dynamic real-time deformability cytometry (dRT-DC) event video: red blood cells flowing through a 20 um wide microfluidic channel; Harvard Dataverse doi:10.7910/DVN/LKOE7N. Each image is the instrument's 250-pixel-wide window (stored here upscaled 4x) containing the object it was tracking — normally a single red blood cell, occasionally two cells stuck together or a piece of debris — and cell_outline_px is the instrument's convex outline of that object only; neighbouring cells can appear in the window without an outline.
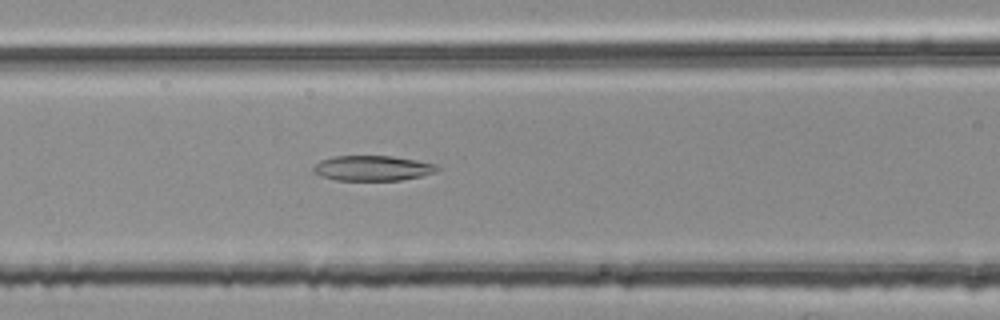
{"species": "common noctule bat (a hibernating species)", "species_latin": "Nyctalus noctula", "temperature_condition": "room temperature", "stored_images_in_passage": 35, "camera_frame_rate_fps": 3000, "um_per_image_px": 0.085, "animal": {"sex": "female", "body_mass_g": 25.1}, "frame": {"image": 1, "passage_image": 14, "time_ms": 4.333, "image_size_px": [1000, 320], "cell_outline_px": [[440, 168], [436, 172], [420, 176], [400, 180], [336, 180], [320, 176], [312, 168], [320, 160], [332, 156], [392, 156], [416, 160], [436, 164]], "centroid_in_image_um": [31.67, 14.29], "position_along_channel_um": 134.9, "area_um2": 18.09}}
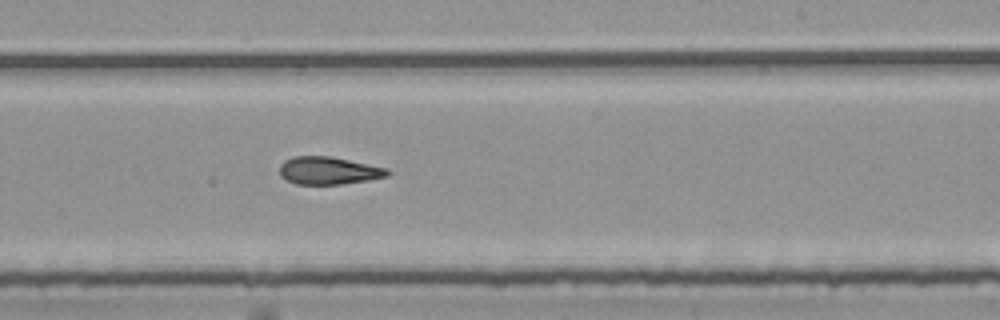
{"frame": {"image": 2, "passage_image": 24, "time_ms": 7.667, "image_size_px": [1000, 320], "cell_outline_px": [[392, 172], [388, 176], [368, 180], [340, 184], [296, 184], [280, 176], [280, 164], [284, 160], [292, 156], [328, 156], [388, 168]], "centroid_in_image_um": [27.93, 14.5], "position_along_channel_um": 261.1, "area_um2": 17.34}}
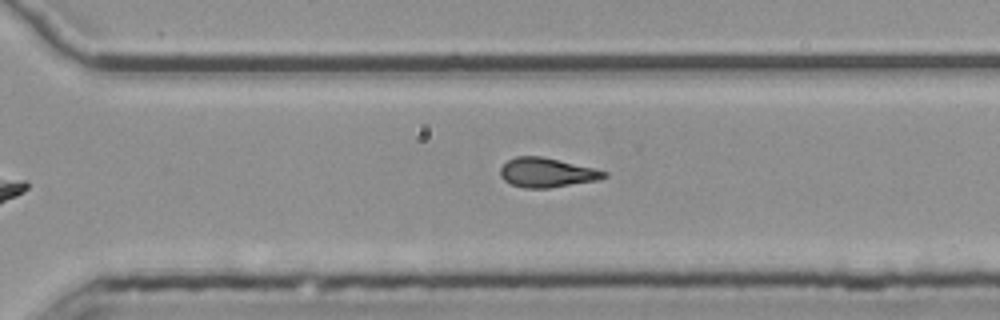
{"frame": {"image": 3, "passage_image": 29, "time_ms": 9.333, "image_size_px": [1000, 320], "cell_outline_px": [[608, 176], [596, 180], [548, 188], [524, 188], [512, 184], [504, 180], [500, 176], [500, 168], [508, 160], [516, 156], [540, 156], [592, 168], [608, 172]], "centroid_in_image_um": [46.44, 14.67], "position_along_channel_um": 324.2, "area_um2": 17.46}, "authors_computed_cell_mechanics": {"area_um2": 17.918, "velocity_mm_per_s": 3.7889, "shape_relaxation_time_tau1_ms": null, "shape_relaxation_time_tau2_ms": 7.0384, "deformation_change_tau1": null, "deformation_change_tau2": 0.1666}}